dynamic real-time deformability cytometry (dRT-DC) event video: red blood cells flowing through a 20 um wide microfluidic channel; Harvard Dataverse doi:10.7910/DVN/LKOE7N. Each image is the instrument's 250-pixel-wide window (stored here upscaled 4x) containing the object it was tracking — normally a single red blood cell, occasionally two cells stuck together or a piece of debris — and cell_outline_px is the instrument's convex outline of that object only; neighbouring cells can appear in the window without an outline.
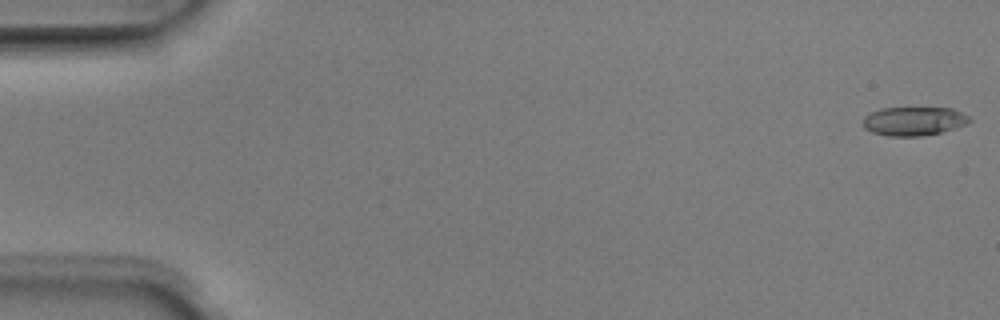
{"species": "Egyptian fruit bat (a non-hibernating species)", "species_latin": "Rousettus aegyptiacus", "temperature_condition": "room temperature", "stored_images_in_passage": 5, "camera_frame_rate_fps": 3000, "um_per_image_px": 0.085, "animal": {"sex": "male"}, "frame": {"image": 1, "passage_image": 1, "time_ms": 0.0, "image_size_px": [1000, 320], "cell_outline_px": [[972, 120], [964, 124], [940, 132], [920, 136], [888, 136], [872, 132], [864, 128], [860, 124], [864, 116], [880, 108], [952, 108], [972, 116]], "centroid_in_image_um": [77.64, 10.29], "position_along_channel_um": 7.4, "area_um2": 17.92}}
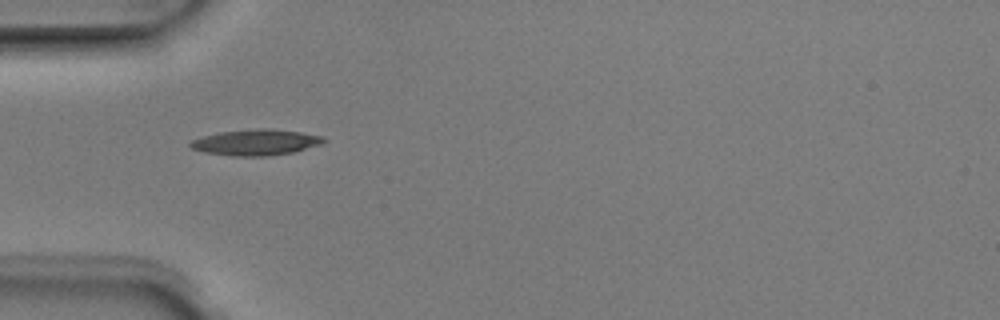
{"frame": {"image": 2, "passage_image": 5, "time_ms": 1.333, "image_size_px": [1000, 320], "cell_outline_px": [[328, 140], [324, 144], [292, 152], [264, 156], [232, 156], [204, 152], [192, 148], [188, 144], [192, 140], [204, 136], [220, 132], [260, 128], [268, 128], [300, 132], [324, 136]], "centroid_in_image_um": [21.8, 12.1], "position_along_channel_um": 63.2, "area_um2": 20.11}}